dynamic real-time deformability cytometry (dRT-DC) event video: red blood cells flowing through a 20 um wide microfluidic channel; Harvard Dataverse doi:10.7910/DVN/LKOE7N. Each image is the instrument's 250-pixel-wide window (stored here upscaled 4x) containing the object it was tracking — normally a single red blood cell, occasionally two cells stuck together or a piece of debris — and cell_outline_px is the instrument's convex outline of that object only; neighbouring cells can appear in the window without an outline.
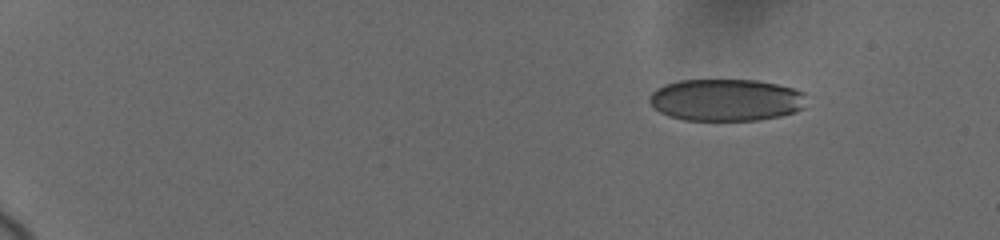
{"species": "human", "species_latin": "Homo sapiens", "temperature_condition": "cold", "stored_images_in_passage": 29, "camera_frame_rate_fps": 3000, "um_per_image_px": 0.085, "donor": {"sex": "female"}, "frame": {"image": 1, "passage_image": 1, "time_ms": 0.0, "image_size_px": [1000, 240], "cell_outline_px": [[804, 108], [796, 112], [780, 116], [756, 120], [684, 120], [668, 116], [660, 112], [648, 100], [648, 96], [656, 88], [664, 84], [680, 80], [756, 80], [776, 84], [792, 88], [804, 92]], "centroid_in_image_um": [61.69, 8.49], "position_along_channel_um": 23.3, "area_um2": 38.55}}
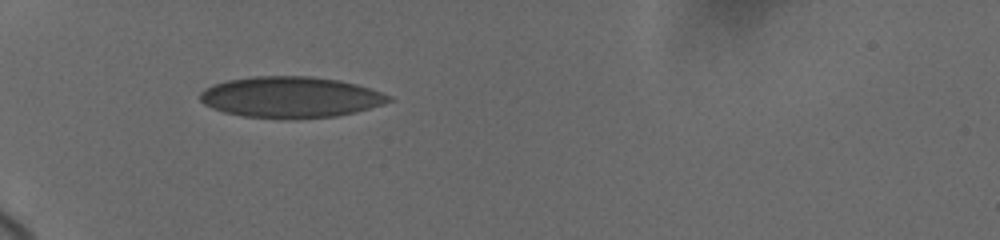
{"frame": {"image": 2, "passage_image": 28, "time_ms": 4.333, "image_size_px": [1000, 240], "cell_outline_px": [[392, 100], [384, 104], [356, 112], [336, 116], [296, 120], [280, 120], [244, 116], [224, 112], [212, 108], [204, 104], [200, 100], [200, 92], [204, 88], [212, 84], [228, 80], [256, 76], [312, 76], [340, 80], [356, 84], [392, 96]], "centroid_in_image_um": [24.69, 8.28], "position_along_channel_um": 60.3, "area_um2": 45.72}}